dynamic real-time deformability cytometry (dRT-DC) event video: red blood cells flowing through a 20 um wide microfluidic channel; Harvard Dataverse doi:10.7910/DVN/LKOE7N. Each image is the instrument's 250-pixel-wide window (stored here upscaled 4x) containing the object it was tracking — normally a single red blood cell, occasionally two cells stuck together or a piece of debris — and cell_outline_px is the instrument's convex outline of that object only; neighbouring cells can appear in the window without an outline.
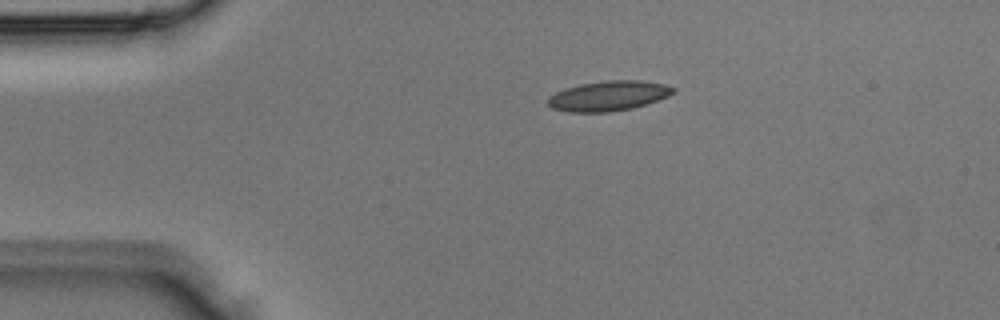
{"species": "Egyptian fruit bat (a non-hibernating species)", "species_latin": "Rousettus aegyptiacus", "temperature_condition": "room temperature", "stored_images_in_passage": 2, "camera_frame_rate_fps": 3000, "um_per_image_px": 0.085, "animal": {"sex": "male"}, "frame": {"image": 1, "passage_image": 1, "time_ms": 0.0, "image_size_px": [1000, 320], "cell_outline_px": [[676, 92], [668, 96], [632, 108], [608, 112], [568, 112], [552, 108], [548, 104], [548, 96], [564, 88], [580, 84], [608, 80], [640, 80], [664, 84], [676, 88]], "centroid_in_image_um": [51.71, 8.14], "position_along_channel_um": 33.3, "area_um2": 21.85}}